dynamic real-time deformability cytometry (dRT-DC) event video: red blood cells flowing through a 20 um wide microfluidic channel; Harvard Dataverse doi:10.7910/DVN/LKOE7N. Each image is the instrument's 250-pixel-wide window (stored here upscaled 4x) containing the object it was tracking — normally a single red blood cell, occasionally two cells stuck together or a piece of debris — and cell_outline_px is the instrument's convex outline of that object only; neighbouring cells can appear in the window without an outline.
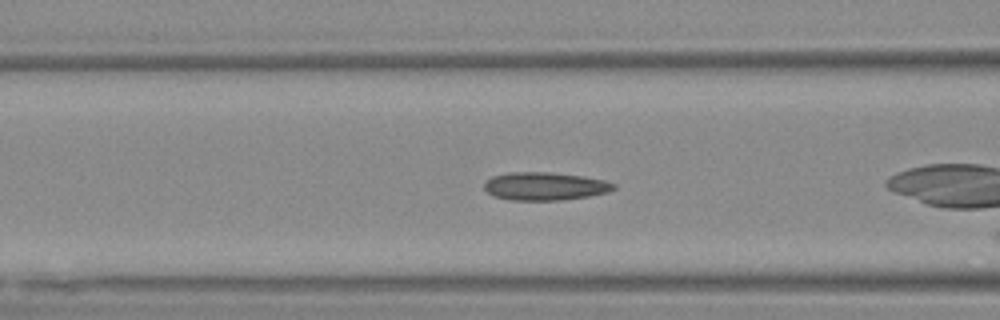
{"species": "Egyptian fruit bat (a non-hibernating species)", "species_latin": "Rousettus aegyptiacus", "temperature_condition": "warm", "stored_images_in_passage": 6, "camera_frame_rate_fps": 3000, "um_per_image_px": 0.085, "animal": {"sex": "female"}, "frame": {"image": 1, "passage_image": 5, "time_ms": 1.333, "image_size_px": [1000, 320], "cell_outline_px": [[616, 188], [608, 192], [588, 196], [560, 200], [508, 200], [492, 196], [484, 188], [484, 180], [492, 176], [508, 172], [548, 172], [580, 176], [604, 180], [616, 184]], "centroid_in_image_um": [46.26, 15.83], "position_along_channel_um": 120.3, "area_um2": 21.21}}